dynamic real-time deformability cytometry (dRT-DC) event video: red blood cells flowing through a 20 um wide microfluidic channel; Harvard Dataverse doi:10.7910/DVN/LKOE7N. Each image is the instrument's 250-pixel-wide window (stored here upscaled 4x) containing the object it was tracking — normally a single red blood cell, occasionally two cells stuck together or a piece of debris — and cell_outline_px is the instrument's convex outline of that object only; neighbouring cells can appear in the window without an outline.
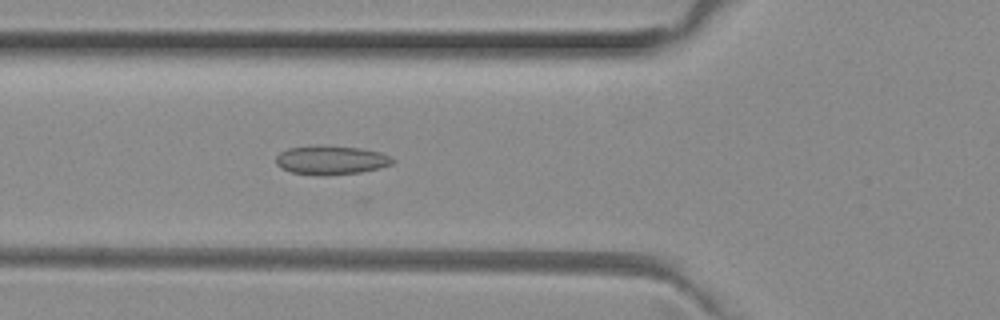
{"species": "common noctule bat (a hibernating species)", "species_latin": "Nyctalus noctula", "temperature_condition": "room temperature", "stored_images_in_passage": 18, "camera_frame_rate_fps": 3000, "um_per_image_px": 0.085, "animal": {"sex": "female", "body_mass_g": 29.2, "forearm_length_mm": 56.3}, "frame": {"image": 1, "passage_image": 5, "time_ms": 1.333, "image_size_px": [1000, 320], "cell_outline_px": [[396, 160], [392, 164], [380, 168], [360, 172], [324, 176], [320, 176], [292, 172], [280, 168], [276, 164], [276, 156], [280, 152], [288, 148], [360, 148], [380, 152], [392, 156]], "centroid_in_image_um": [28.18, 13.66], "position_along_channel_um": 97.6, "area_um2": 19.02}}
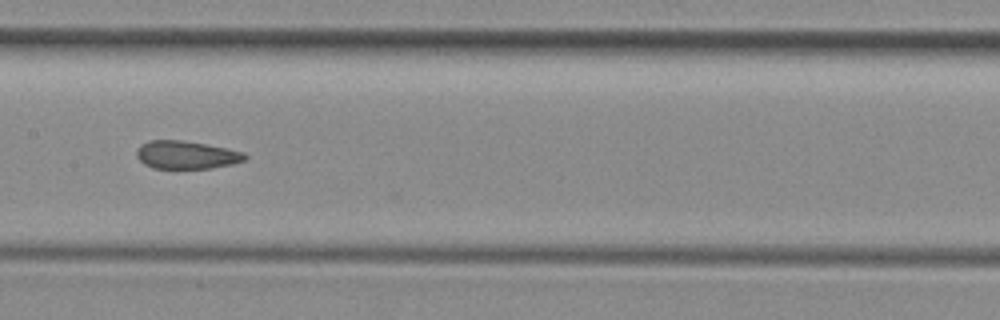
{"frame": {"image": 2, "passage_image": 12, "time_ms": 3.667, "image_size_px": [1000, 320], "cell_outline_px": [[248, 156], [244, 160], [232, 164], [212, 168], [152, 168], [144, 164], [136, 156], [136, 148], [140, 144], [148, 140], [180, 140], [228, 148], [244, 152]], "centroid_in_image_um": [15.81, 13.16], "position_along_channel_um": 191.6, "area_um2": 17.74}}
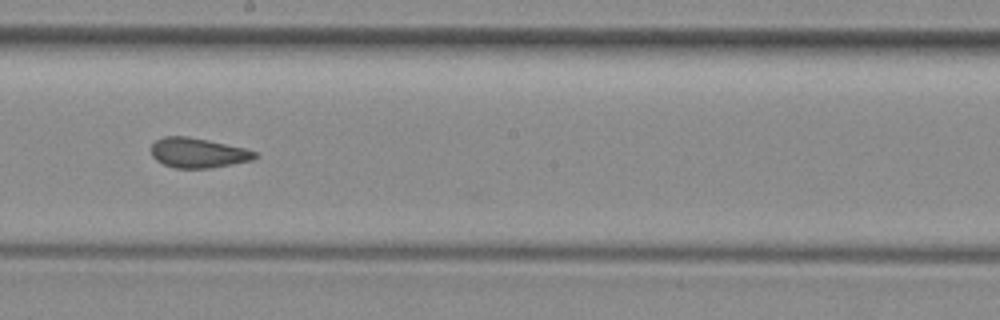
{"frame": {"image": 3, "passage_image": 15, "time_ms": 4.667, "image_size_px": [1000, 320], "cell_outline_px": [[256, 156], [252, 160], [208, 168], [176, 168], [164, 164], [156, 160], [152, 156], [152, 144], [156, 140], [164, 136], [188, 136], [208, 140], [244, 148], [256, 152]], "centroid_in_image_um": [16.79, 12.98], "position_along_channel_um": 231.4, "area_um2": 17.8}}